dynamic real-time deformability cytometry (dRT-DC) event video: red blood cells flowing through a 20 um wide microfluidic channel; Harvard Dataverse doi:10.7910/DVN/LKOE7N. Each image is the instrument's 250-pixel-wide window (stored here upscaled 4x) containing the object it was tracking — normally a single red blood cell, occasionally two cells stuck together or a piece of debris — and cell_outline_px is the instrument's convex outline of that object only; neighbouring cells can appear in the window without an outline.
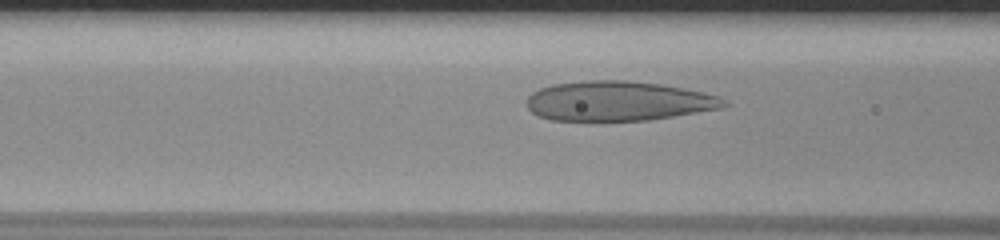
{"species": "human", "species_latin": "Homo sapiens", "temperature_condition": "room temperature", "stored_images_in_passage": 44, "camera_frame_rate_fps": 3000, "um_per_image_px": 0.085, "donor": {"sex": "male"}, "frame": {"image": 1, "passage_image": 12, "time_ms": 3.667, "image_size_px": [1000, 240], "cell_outline_px": [[728, 104], [720, 108], [648, 120], [552, 120], [540, 116], [532, 112], [528, 108], [528, 96], [532, 92], [540, 88], [552, 84], [588, 80], [628, 80], [660, 84], [700, 92], [716, 96], [724, 100]], "centroid_in_image_um": [52.49, 8.58], "position_along_channel_um": 114.1, "area_um2": 44.97}}
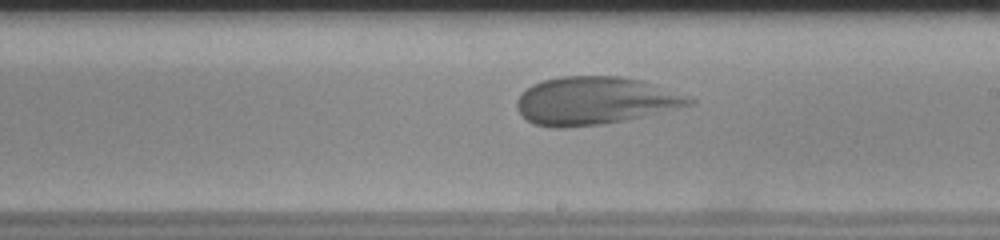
{"frame": {"image": 2, "passage_image": 22, "time_ms": 7.0, "image_size_px": [1000, 240], "cell_outline_px": [[696, 100], [692, 104], [624, 120], [600, 124], [560, 128], [556, 128], [536, 124], [528, 120], [520, 112], [516, 104], [520, 96], [532, 84], [544, 80], [560, 76], [620, 76], [640, 80]], "centroid_in_image_um": [50.51, 8.55], "position_along_channel_um": 238.5, "area_um2": 46.88}}
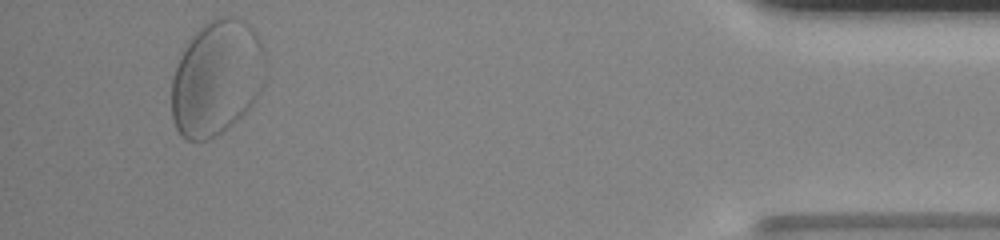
{"frame": {"image": 3, "passage_image": 41, "time_ms": 13.333, "image_size_px": [1000, 240], "cell_outline_px": [[268, 72], [264, 84], [260, 92], [252, 104], [232, 124], [208, 140], [188, 140], [180, 136], [176, 128], [172, 116], [172, 80], [176, 68], [188, 44], [204, 24], [220, 16], [232, 16], [244, 20], [256, 32], [264, 52]], "centroid_in_image_um": [18.47, 6.63], "position_along_channel_um": 416.7, "area_um2": 62.71}, "authors_computed_cell_mechanics": {"area_um2": 47.4538, "velocity_mm_per_s": 3.7381, "shape_relaxation_time_tau1_ms": 8.6889, "shape_relaxation_time_tau2_ms": null, "deformation_change_tau1": 0.3034, "deformation_change_tau2": null}}